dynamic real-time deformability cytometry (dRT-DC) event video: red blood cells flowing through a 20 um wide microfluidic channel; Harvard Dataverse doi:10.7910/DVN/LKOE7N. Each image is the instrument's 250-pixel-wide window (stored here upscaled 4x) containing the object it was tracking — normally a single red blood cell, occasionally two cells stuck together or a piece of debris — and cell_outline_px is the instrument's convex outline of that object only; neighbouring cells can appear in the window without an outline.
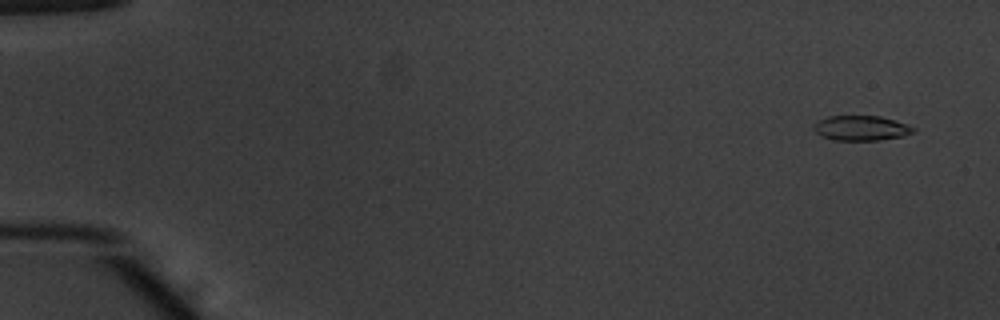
{"species": "common noctule bat (a hibernating species)", "species_latin": "Nyctalus noctula", "temperature_condition": "warm", "stored_images_in_passage": 54, "camera_frame_rate_fps": 3000, "um_per_image_px": 0.085, "animal": {"sex": "male", "body_mass_g": 20.1, "forearm_length_mm": 53.5}, "frame": {"image": 1, "passage_image": 4, "time_ms": 1.0, "image_size_px": [1000, 320], "cell_outline_px": [[916, 132], [904, 136], [880, 140], [836, 140], [824, 136], [816, 132], [812, 128], [812, 124], [828, 116], [880, 116], [916, 128]], "centroid_in_image_um": [73.2, 10.89], "position_along_channel_um": 11.8, "area_um2": 14.33}}
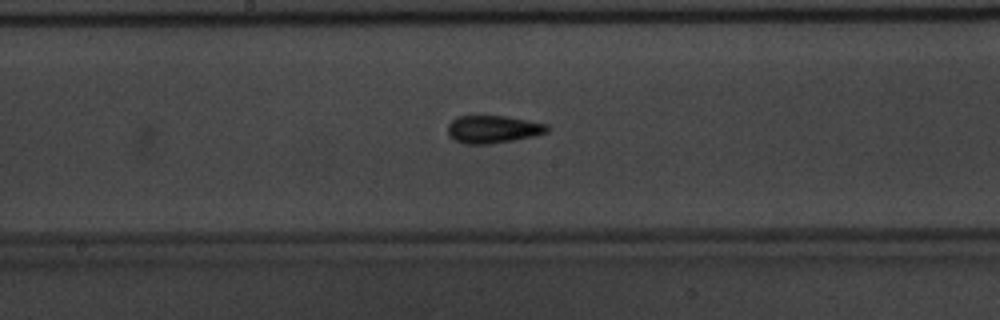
{"frame": {"image": 2, "passage_image": 30, "time_ms": 9.667, "image_size_px": [1000, 320], "cell_outline_px": [[548, 132], [536, 136], [488, 144], [464, 144], [448, 136], [448, 124], [456, 116], [504, 116], [528, 120], [548, 124]], "centroid_in_image_um": [41.9, 10.99], "position_along_channel_um": 206.3, "area_um2": 16.07}}
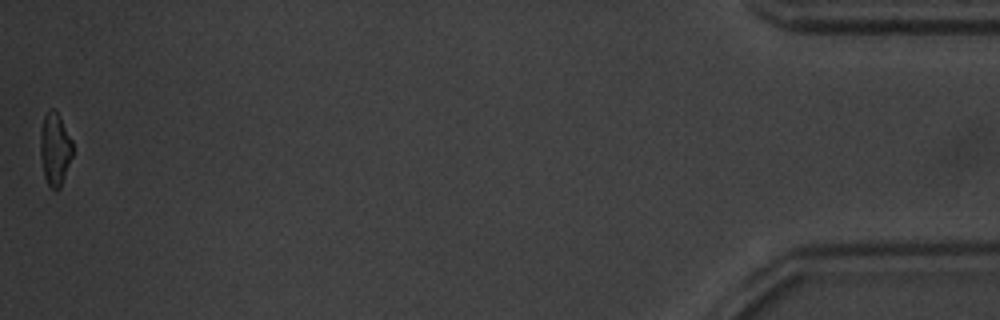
{"frame": {"image": 3, "passage_image": 54, "time_ms": 17.667, "image_size_px": [1000, 320], "cell_outline_px": [[72, 156], [60, 188], [52, 188], [48, 184], [44, 176], [40, 156], [40, 132], [44, 116], [48, 108], [52, 108], [60, 116], [72, 140]], "centroid_in_image_um": [4.66, 12.63], "position_along_channel_um": 430.5, "area_um2": 13.64}, "authors_computed_cell_mechanics": {"area_um2": 14.9991, "velocity_mm_per_s": 3.8959, "shape_relaxation_time_tau1_ms": 4.6403, "shape_relaxation_time_tau2_ms": 1.9168, "deformation_change_tau1": 0.1756, "deformation_change_tau2": 0.1138}}